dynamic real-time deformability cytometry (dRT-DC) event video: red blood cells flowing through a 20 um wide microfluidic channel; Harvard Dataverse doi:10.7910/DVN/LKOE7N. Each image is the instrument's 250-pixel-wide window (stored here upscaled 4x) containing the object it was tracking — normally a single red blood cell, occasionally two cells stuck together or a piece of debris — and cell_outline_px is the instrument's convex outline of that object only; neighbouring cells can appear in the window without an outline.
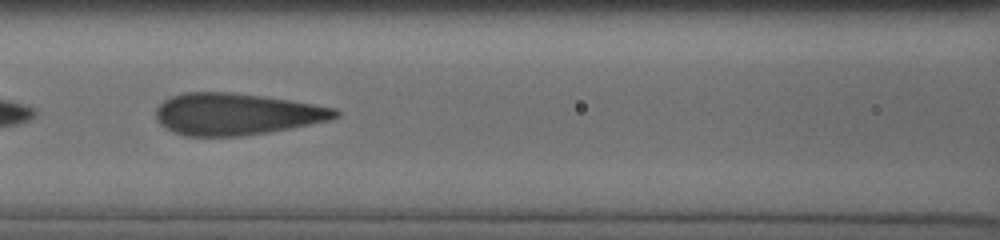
{"species": "human", "species_latin": "Homo sapiens", "temperature_condition": "cold", "stored_images_in_passage": 59, "camera_frame_rate_fps": 3000, "um_per_image_px": 0.085, "donor": {"sex": "male"}, "frame": {"image": 1, "passage_image": 10, "time_ms": 2.0, "image_size_px": [1000, 240], "cell_outline_px": [[340, 116], [328, 120], [268, 132], [240, 136], [184, 136], [172, 132], [160, 124], [156, 116], [156, 108], [164, 100], [172, 96], [184, 92], [232, 92], [264, 96], [292, 100], [336, 108], [340, 112]], "centroid_in_image_um": [20.07, 9.69], "position_along_channel_um": 146.5, "area_um2": 43.64}}
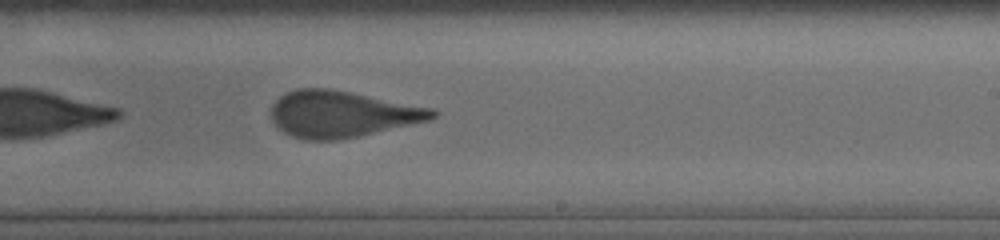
{"frame": {"image": 2, "passage_image": 23, "time_ms": 5.0, "image_size_px": [1000, 240], "cell_outline_px": [[436, 116], [428, 120], [356, 136], [336, 140], [304, 140], [292, 136], [284, 132], [272, 120], [272, 104], [280, 96], [296, 88], [328, 88], [352, 92], [432, 108], [436, 112]], "centroid_in_image_um": [29.01, 9.68], "position_along_channel_um": 260.0, "area_um2": 43.0}}
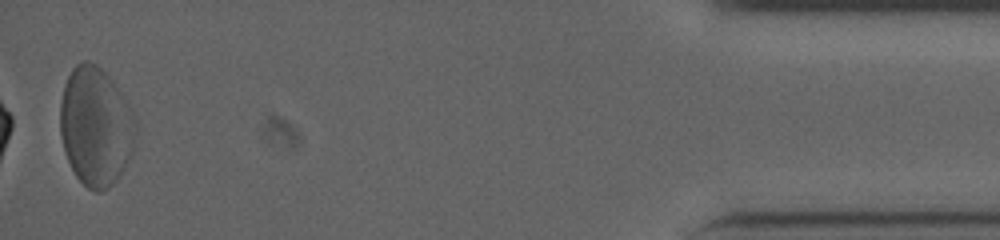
{"frame": {"image": 3, "passage_image": 56, "time_ms": 11.333, "image_size_px": [1000, 240], "cell_outline_px": [[132, 152], [116, 180], [108, 188], [100, 192], [96, 192], [88, 188], [76, 176], [68, 160], [64, 148], [60, 132], [60, 104], [64, 84], [72, 68], [76, 64], [84, 60], [88, 60], [96, 64], [108, 76], [116, 88], [120, 96], [132, 140]], "centroid_in_image_um": [7.99, 10.77], "position_along_channel_um": 427.2, "area_um2": 49.71}, "authors_computed_cell_mechanics": {"area_um2": 43.8124, "velocity_mm_per_s": 3.7947, "shape_relaxation_time_tau1_ms": 5.0178, "shape_relaxation_time_tau2_ms": 0.6141, "deformation_change_tau1": 0.1463, "deformation_change_tau2": 0.0951}}